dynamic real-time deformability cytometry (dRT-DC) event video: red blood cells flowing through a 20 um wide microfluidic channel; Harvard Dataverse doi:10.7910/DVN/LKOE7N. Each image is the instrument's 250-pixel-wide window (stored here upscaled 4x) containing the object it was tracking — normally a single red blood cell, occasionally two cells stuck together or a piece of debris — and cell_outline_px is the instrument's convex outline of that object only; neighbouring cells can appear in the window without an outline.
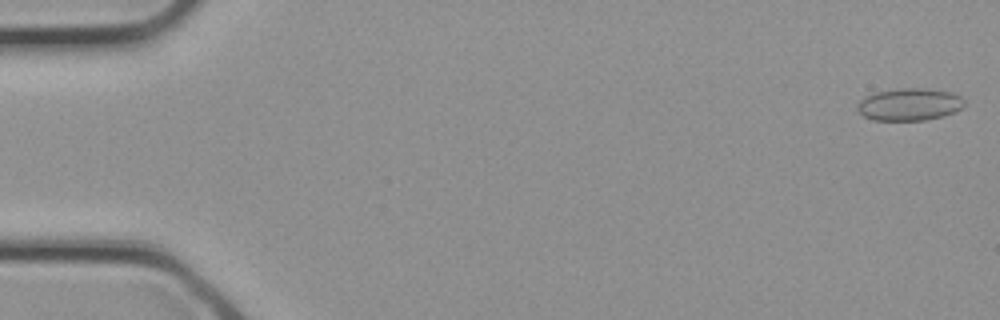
{"species": "common noctule bat (a hibernating species)", "species_latin": "Nyctalus noctula", "temperature_condition": "cold", "stored_images_in_passage": 21, "camera_frame_rate_fps": 3000, "um_per_image_px": 0.085, "animal": {"sex": "female", "body_mass_g": 21.9}, "frame": {"image": 1, "passage_image": 1, "time_ms": 0.0, "image_size_px": [1000, 320], "cell_outline_px": [[964, 104], [956, 112], [944, 116], [924, 120], [872, 120], [864, 116], [856, 108], [856, 104], [864, 96], [872, 92], [896, 88], [924, 88], [952, 92], [960, 96], [964, 100]], "centroid_in_image_um": [77.27, 8.86], "position_along_channel_um": 7.7, "area_um2": 20.46}}
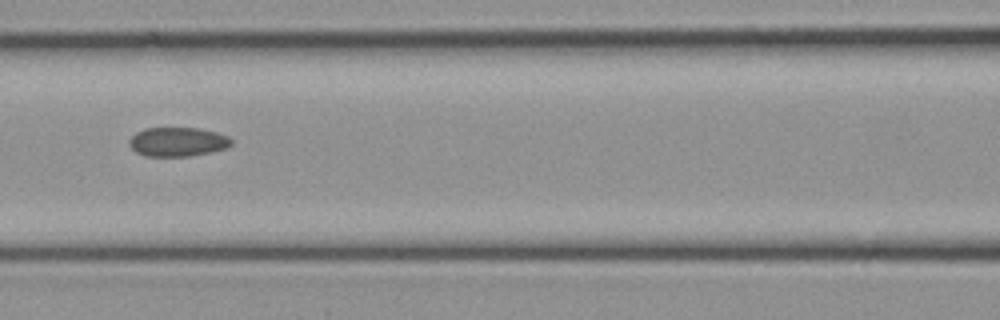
{"frame": {"image": 2, "passage_image": 14, "time_ms": 4.333, "image_size_px": [1000, 320], "cell_outline_px": [[232, 144], [224, 148], [212, 152], [188, 156], [144, 156], [136, 152], [128, 144], [128, 140], [136, 132], [144, 128], [200, 128], [216, 132], [228, 136], [232, 140]], "centroid_in_image_um": [15.08, 12.05], "position_along_channel_um": 151.5, "area_um2": 17.4}}
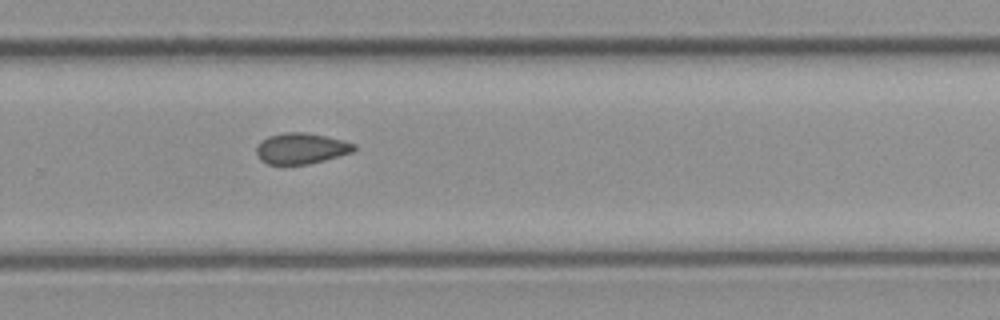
{"frame": {"image": 3, "passage_image": 21, "time_ms": 6.667, "image_size_px": [1000, 320], "cell_outline_px": [[356, 148], [352, 152], [324, 160], [308, 164], [268, 164], [260, 160], [256, 152], [256, 148], [260, 140], [268, 136], [284, 132], [304, 132], [344, 140], [356, 144]], "centroid_in_image_um": [25.58, 12.61], "position_along_channel_um": 304.2, "area_um2": 17.57}}